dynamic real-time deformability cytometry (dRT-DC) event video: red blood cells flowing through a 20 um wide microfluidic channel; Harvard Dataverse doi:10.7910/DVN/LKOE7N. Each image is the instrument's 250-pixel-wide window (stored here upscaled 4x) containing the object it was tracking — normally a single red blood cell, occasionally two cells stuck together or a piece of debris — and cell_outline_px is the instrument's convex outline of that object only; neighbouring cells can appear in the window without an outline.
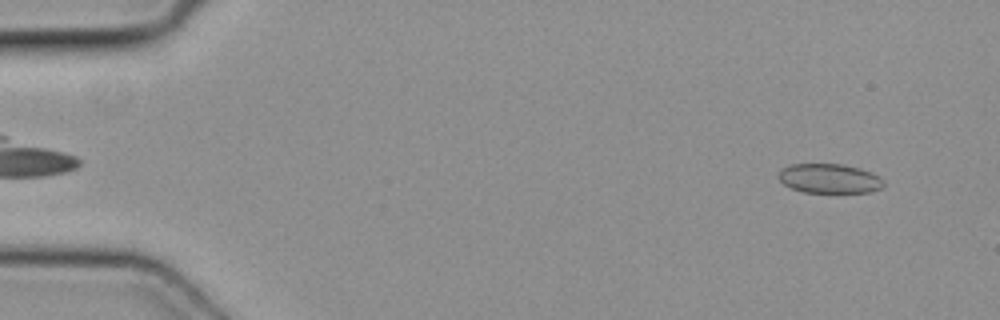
{"species": "common noctule bat (a hibernating species)", "species_latin": "Nyctalus noctula", "temperature_condition": "cold", "stored_images_in_passage": 49, "camera_frame_rate_fps": 3000, "um_per_image_px": 0.085, "animal": {"sex": "female", "body_mass_g": 19.3, "forearm_length_mm": 54.1}, "frame": {"image": 1, "passage_image": 3, "time_ms": 0.667, "image_size_px": [1000, 320], "cell_outline_px": [[884, 184], [880, 188], [868, 192], [804, 192], [792, 188], [784, 184], [776, 176], [784, 168], [792, 164], [840, 164], [860, 168], [872, 172], [880, 176], [884, 180]], "centroid_in_image_um": [70.52, 15.17], "position_along_channel_um": 14.5, "area_um2": 17.92}}
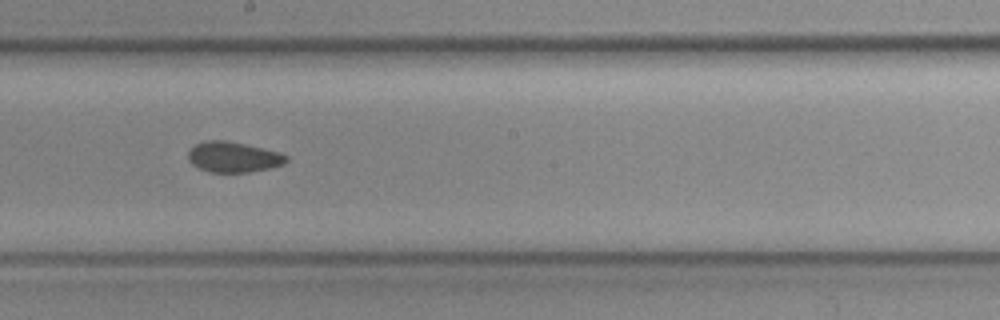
{"frame": {"image": 2, "passage_image": 27, "time_ms": 8.667, "image_size_px": [1000, 320], "cell_outline_px": [[288, 160], [284, 164], [272, 168], [248, 172], [208, 172], [192, 164], [188, 160], [188, 152], [196, 144], [204, 140], [224, 140], [244, 144], [280, 152], [288, 156]], "centroid_in_image_um": [19.85, 13.35], "position_along_channel_um": 228.4, "area_um2": 17.46}}
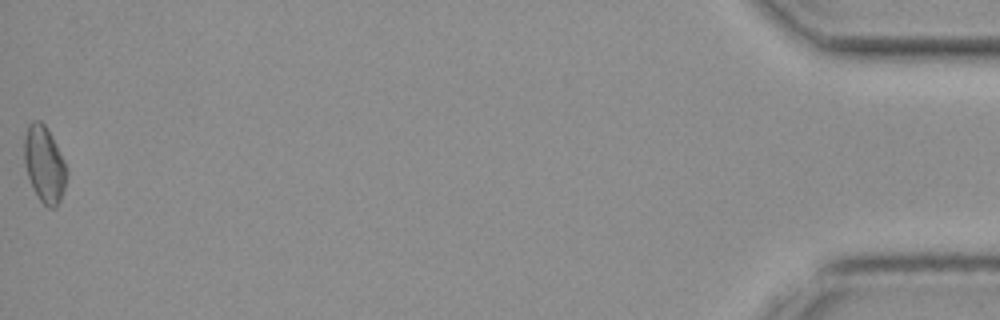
{"frame": {"image": 3, "passage_image": 49, "time_ms": 16.0, "image_size_px": [1000, 320], "cell_outline_px": [[64, 188], [60, 200], [56, 208], [48, 208], [36, 196], [32, 188], [24, 164], [24, 140], [28, 124], [32, 120], [40, 120], [44, 124], [56, 144], [64, 164]], "centroid_in_image_um": [3.71, 13.97], "position_along_channel_um": 431.5, "area_um2": 18.44}}